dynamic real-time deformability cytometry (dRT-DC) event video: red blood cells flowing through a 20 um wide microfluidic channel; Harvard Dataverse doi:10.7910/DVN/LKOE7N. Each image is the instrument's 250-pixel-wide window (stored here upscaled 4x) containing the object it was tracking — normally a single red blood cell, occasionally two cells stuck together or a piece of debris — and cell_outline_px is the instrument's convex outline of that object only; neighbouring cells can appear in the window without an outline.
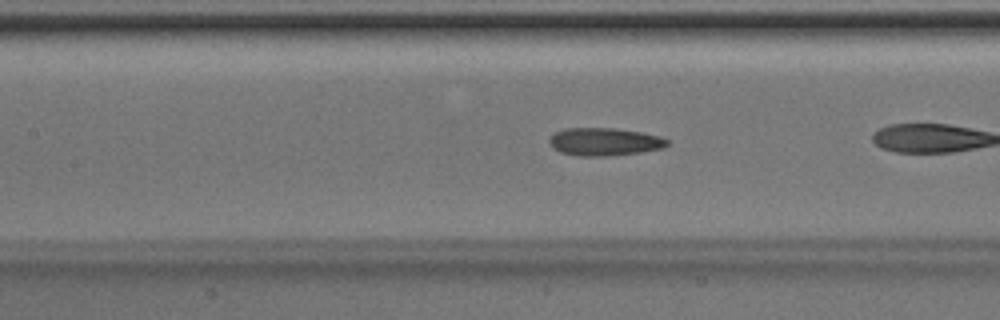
{"species": "Egyptian fruit bat (a non-hibernating species)", "species_latin": "Rousettus aegyptiacus", "temperature_condition": "room temperature", "stored_images_in_passage": 29, "camera_frame_rate_fps": 3000, "um_per_image_px": 0.085, "animal": {"sex": "male"}, "frame": {"image": 1, "passage_image": 13, "time_ms": 4.0, "image_size_px": [1000, 320], "cell_outline_px": [[668, 144], [664, 148], [640, 152], [608, 156], [580, 156], [560, 152], [552, 148], [548, 140], [556, 132], [564, 128], [616, 128], [640, 132], [660, 136], [668, 140]], "centroid_in_image_um": [51.37, 12.05], "position_along_channel_um": 156.0, "area_um2": 19.13}}